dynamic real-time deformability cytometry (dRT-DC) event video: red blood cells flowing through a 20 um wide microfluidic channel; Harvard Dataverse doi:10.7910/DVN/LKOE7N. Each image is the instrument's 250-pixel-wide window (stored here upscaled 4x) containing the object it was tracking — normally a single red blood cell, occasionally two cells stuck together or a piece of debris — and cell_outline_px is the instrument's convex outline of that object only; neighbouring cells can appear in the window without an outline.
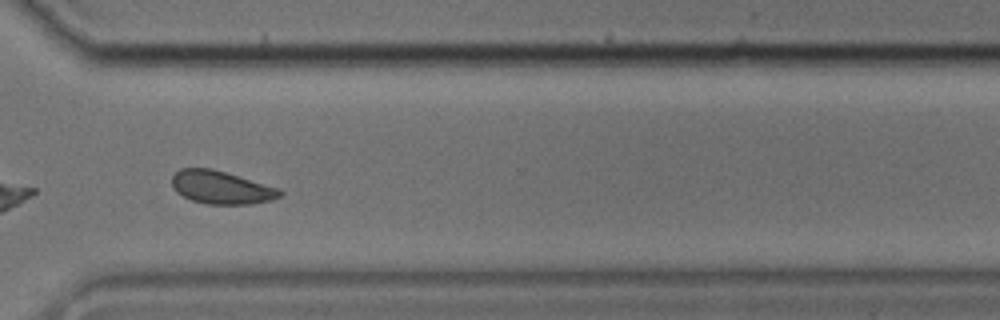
{"species": "common noctule bat (a hibernating species)", "species_latin": "Nyctalus noctula", "temperature_condition": "cold", "stored_images_in_passage": 49, "camera_frame_rate_fps": 3000, "um_per_image_px": 0.085, "animal": {"sex": "male", "body_mass_g": 17.9, "forearm_length_mm": 54.2}, "frame": {"image": 1, "passage_image": 35, "time_ms": 11.333, "image_size_px": [1000, 320], "cell_outline_px": [[284, 192], [280, 196], [272, 200], [252, 204], [208, 204], [192, 200], [176, 192], [172, 184], [172, 176], [180, 168], [212, 168], [280, 188]], "centroid_in_image_um": [18.83, 15.93], "position_along_channel_um": 351.8, "area_um2": 20.81}}